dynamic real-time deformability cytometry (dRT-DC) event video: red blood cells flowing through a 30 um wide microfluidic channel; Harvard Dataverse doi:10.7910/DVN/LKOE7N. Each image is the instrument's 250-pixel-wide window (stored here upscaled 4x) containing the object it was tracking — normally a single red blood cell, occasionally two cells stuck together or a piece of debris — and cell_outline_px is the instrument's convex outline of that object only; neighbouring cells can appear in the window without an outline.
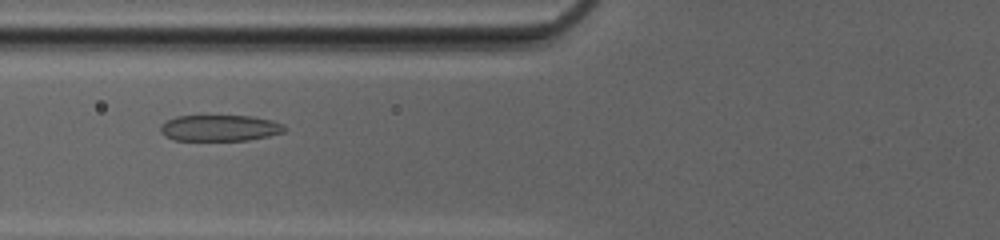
{"species": "common noctule bat (a hibernating species)", "species_latin": "Nyctalus noctula", "temperature_condition": "cold", "stored_images_in_passage": 41, "camera_frame_rate_fps": 3000, "um_per_image_px": 0.085, "animal": {"sex": "female", "body_mass_g": 20.0, "forearm_length_mm": 54.0}, "frame": {"image": 1, "passage_image": 12, "time_ms": 3.667, "image_size_px": [1000, 240], "cell_outline_px": [[288, 128], [284, 132], [268, 136], [248, 140], [172, 140], [164, 136], [160, 132], [160, 124], [176, 116], [252, 116], [272, 120], [284, 124]], "centroid_in_image_um": [18.69, 10.88], "position_along_channel_um": 107.1, "area_um2": 19.07}}
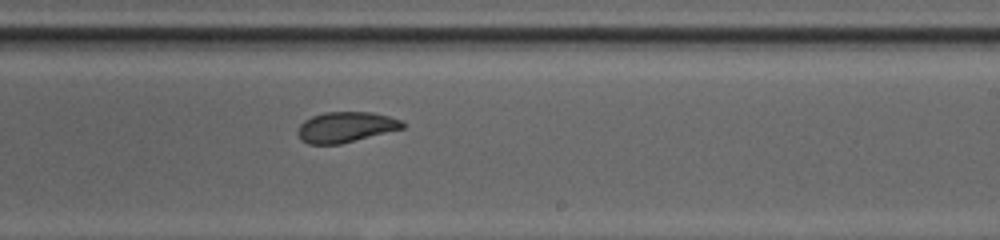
{"frame": {"image": 2, "passage_image": 23, "time_ms": 7.333, "image_size_px": [1000, 240], "cell_outline_px": [[404, 128], [340, 144], [308, 144], [300, 140], [296, 132], [300, 124], [304, 120], [312, 116], [324, 112], [372, 112], [388, 116], [400, 120], [404, 124]], "centroid_in_image_um": [29.34, 10.8], "position_along_channel_um": 259.7, "area_um2": 18.61}}
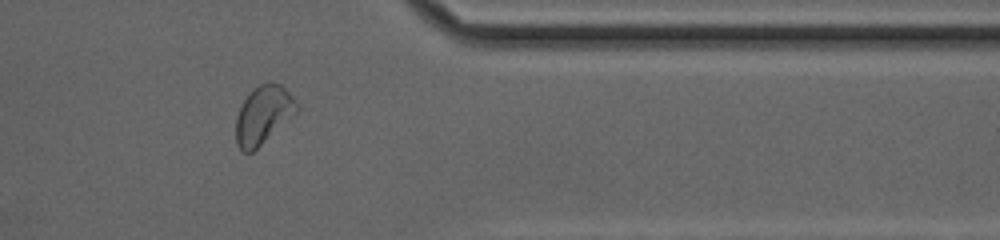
{"frame": {"image": 3, "passage_image": 33, "time_ms": 10.667, "image_size_px": [1000, 240], "cell_outline_px": [[300, 108], [296, 112], [252, 152], [244, 152], [236, 144], [236, 116], [244, 100], [260, 84], [268, 80], [272, 80], [280, 84], [292, 96]], "centroid_in_image_um": [22.37, 9.74], "position_along_channel_um": 389.0, "area_um2": 20.11}, "authors_computed_cell_mechanics": {"area_um2": 19.8832, "velocity_mm_per_s": 4.1604, "shape_relaxation_time_tau1_ms": 2.6798, "shape_relaxation_time_tau2_ms": 0.7986, "deformation_change_tau1": 0.1284, "deformation_change_tau2": 0.0672}}